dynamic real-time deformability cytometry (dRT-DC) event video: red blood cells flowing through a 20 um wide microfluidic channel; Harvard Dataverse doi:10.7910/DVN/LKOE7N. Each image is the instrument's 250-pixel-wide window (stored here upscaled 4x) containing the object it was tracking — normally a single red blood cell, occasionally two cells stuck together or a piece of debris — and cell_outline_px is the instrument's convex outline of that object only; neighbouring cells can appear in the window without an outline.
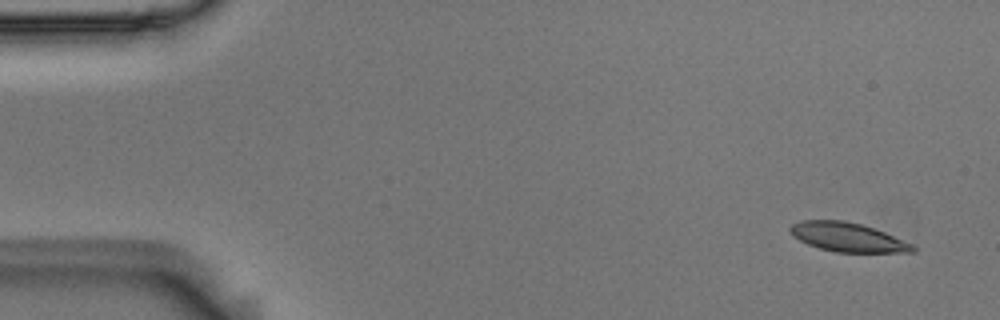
{"species": "Egyptian fruit bat (a non-hibernating species)", "species_latin": "Rousettus aegyptiacus", "temperature_condition": "room temperature", "stored_images_in_passage": 6, "camera_frame_rate_fps": 3000, "um_per_image_px": 0.085, "animal": {"sex": "male"}, "frame": {"image": 1, "passage_image": 1, "time_ms": 0.0, "image_size_px": [1000, 320], "cell_outline_px": [[916, 252], [836, 252], [820, 248], [808, 244], [792, 236], [788, 228], [792, 224], [800, 220], [844, 220], [864, 224], [916, 244]], "centroid_in_image_um": [72.09, 20.15], "position_along_channel_um": 12.9, "area_um2": 21.04}}
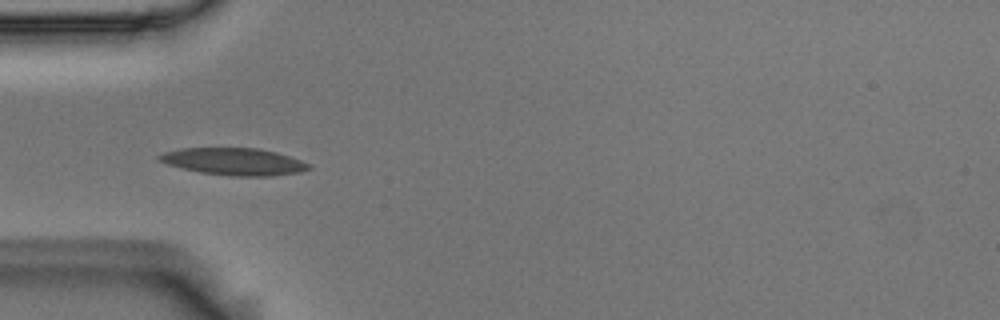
{"frame": {"image": 2, "passage_image": 5, "time_ms": 1.333, "image_size_px": [1000, 320], "cell_outline_px": [[312, 168], [300, 172], [272, 176], [228, 176], [200, 172], [168, 164], [156, 160], [156, 156], [164, 152], [180, 148], [260, 148], [276, 152], [312, 164]], "centroid_in_image_um": [19.89, 13.73], "position_along_channel_um": 65.1, "area_um2": 23.76}}
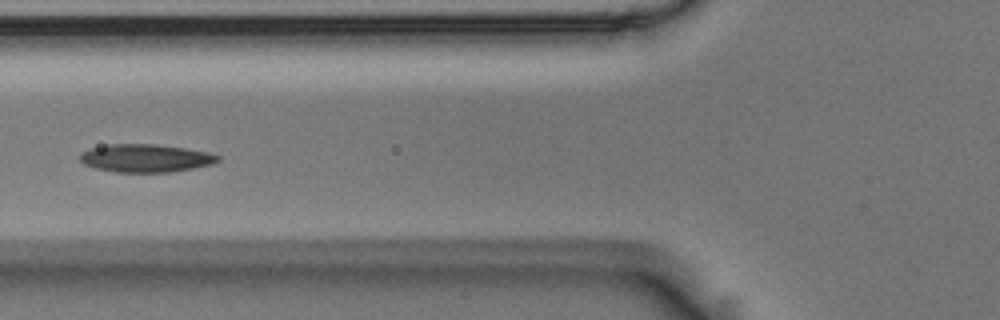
{"frame": {"image": 3, "passage_image": 6, "time_ms": 1.667, "image_size_px": [1000, 320], "cell_outline_px": [[220, 160], [212, 164], [192, 168], [168, 172], [116, 172], [96, 168], [84, 164], [80, 160], [80, 152], [88, 148], [108, 144], [156, 144], [184, 148], [208, 152], [220, 156]], "centroid_in_image_um": [12.34, 13.43], "position_along_channel_um": 113.5, "area_um2": 22.48}}